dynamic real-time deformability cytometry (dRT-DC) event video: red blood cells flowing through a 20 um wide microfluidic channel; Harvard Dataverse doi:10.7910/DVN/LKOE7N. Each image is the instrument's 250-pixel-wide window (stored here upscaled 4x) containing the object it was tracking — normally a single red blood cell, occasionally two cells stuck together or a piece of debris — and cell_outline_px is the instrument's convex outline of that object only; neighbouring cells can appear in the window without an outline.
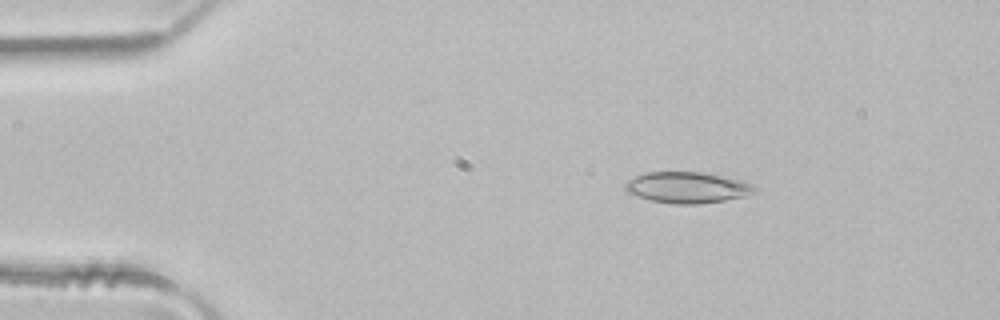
{"species": "common noctule bat (a hibernating species)", "species_latin": "Nyctalus noctula", "temperature_condition": "room temperature", "stored_images_in_passage": 3, "camera_frame_rate_fps": 3000, "um_per_image_px": 0.085, "animal": {"sex": "male", "body_mass_g": 21.5, "forearm_length_mm": 52.0}, "frame": {"image": 1, "passage_image": 1, "time_ms": 0.0, "image_size_px": [1000, 320], "cell_outline_px": [[756, 192], [744, 196], [724, 200], [700, 204], [672, 204], [652, 200], [628, 192], [624, 188], [624, 184], [628, 180], [636, 176], [648, 172], [704, 172], [724, 176], [752, 184], [756, 188]], "centroid_in_image_um": [58.43, 15.93], "position_along_channel_um": 26.6, "area_um2": 23.24}}
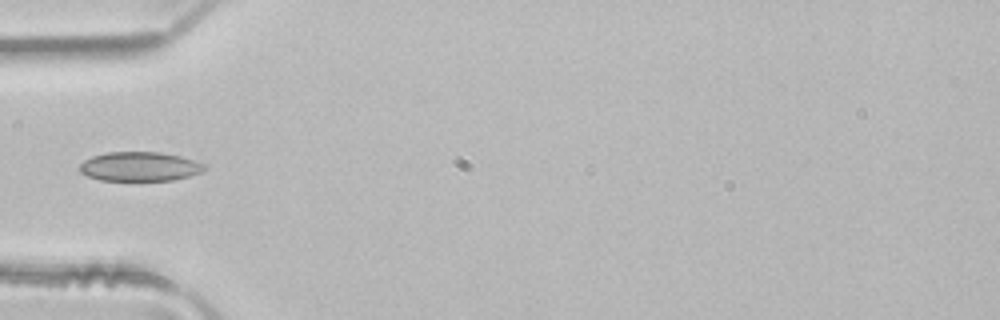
{"frame": {"image": 2, "passage_image": 3, "time_ms": 0.667, "image_size_px": [1000, 320], "cell_outline_px": [[208, 168], [204, 172], [172, 180], [100, 180], [88, 176], [80, 172], [80, 164], [84, 160], [92, 156], [108, 152], [160, 152], [180, 156], [204, 164]], "centroid_in_image_um": [11.89, 14.15], "position_along_channel_um": 73.1, "area_um2": 21.21}}